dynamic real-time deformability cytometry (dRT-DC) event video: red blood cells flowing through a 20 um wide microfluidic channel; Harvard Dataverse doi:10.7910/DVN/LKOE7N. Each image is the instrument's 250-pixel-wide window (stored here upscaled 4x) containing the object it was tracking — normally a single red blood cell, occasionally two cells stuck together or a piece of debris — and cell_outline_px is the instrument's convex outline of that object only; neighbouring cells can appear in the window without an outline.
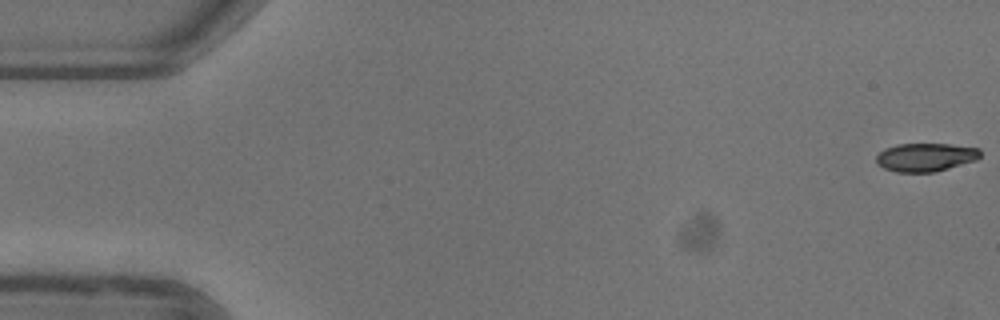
{"species": "common noctule bat (a hibernating species)", "species_latin": "Nyctalus noctula", "temperature_condition": "warm", "stored_images_in_passage": 49, "camera_frame_rate_fps": 3000, "um_per_image_px": 0.085, "animal": {"sex": "female"}, "frame": {"image": 1, "passage_image": 1, "time_ms": 0.0, "image_size_px": [1000, 320], "cell_outline_px": [[980, 156], [976, 160], [936, 172], [896, 172], [884, 168], [876, 164], [876, 156], [884, 148], [896, 144], [948, 144], [980, 148]], "centroid_in_image_um": [78.65, 13.36], "position_along_channel_um": 6.3, "area_um2": 17.28}}
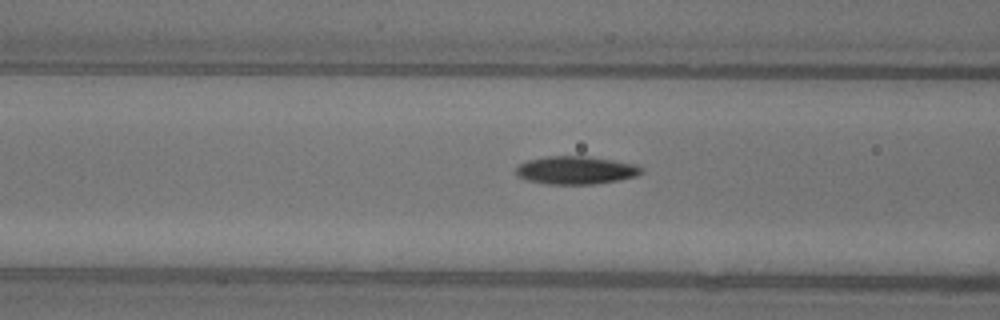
{"frame": {"image": 2, "passage_image": 21, "time_ms": 6.667, "image_size_px": [1000, 320], "cell_outline_px": [[644, 172], [636, 176], [616, 180], [592, 184], [548, 184], [528, 180], [516, 176], [516, 168], [520, 164], [528, 160], [544, 156], [588, 156], [636, 164], [644, 168]], "centroid_in_image_um": [48.95, 14.46], "position_along_channel_um": 117.6, "area_um2": 20.46}}
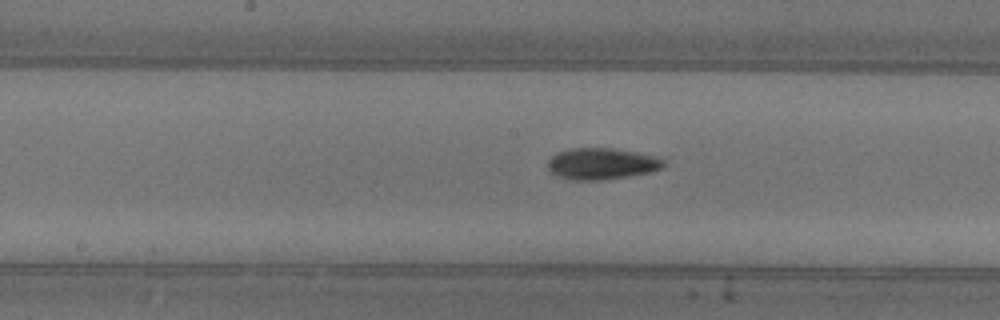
{"frame": {"image": 3, "passage_image": 27, "time_ms": 8.667, "image_size_px": [1000, 320], "cell_outline_px": [[664, 164], [660, 168], [648, 172], [628, 176], [604, 180], [576, 180], [560, 176], [552, 172], [548, 168], [548, 160], [556, 152], [572, 148], [612, 148], [660, 156], [664, 160]], "centroid_in_image_um": [51.15, 13.9], "position_along_channel_um": 197.0, "area_um2": 21.1}, "authors_computed_cell_mechanics": {"area_um2": 19.1896, "velocity_mm_per_s": 3.9571, "shape_relaxation_time_tau1_ms": 3.3278, "shape_relaxation_time_tau2_ms": 11.0903, "deformation_change_tau1": 0.1464, "deformation_change_tau2": 0.2097}}